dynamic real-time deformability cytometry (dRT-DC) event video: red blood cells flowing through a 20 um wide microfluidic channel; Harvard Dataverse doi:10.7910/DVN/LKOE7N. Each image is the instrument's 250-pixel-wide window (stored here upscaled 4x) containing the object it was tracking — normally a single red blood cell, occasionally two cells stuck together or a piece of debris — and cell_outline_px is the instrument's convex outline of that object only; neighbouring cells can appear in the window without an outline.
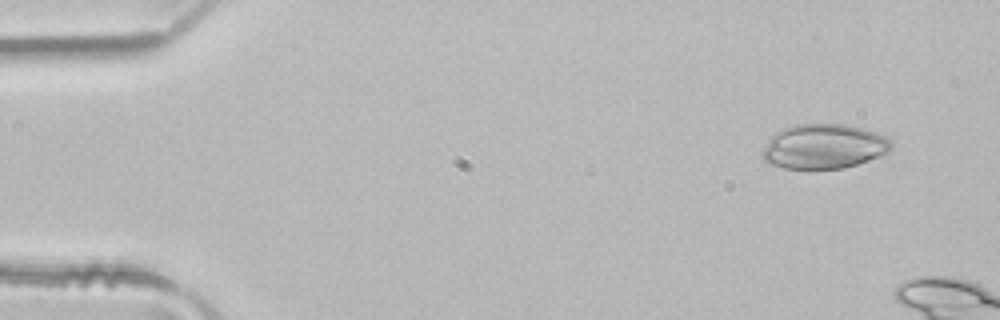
{"species": "common noctule bat (a hibernating species)", "species_latin": "Nyctalus noctula", "temperature_condition": "room temperature", "stored_images_in_passage": 3, "camera_frame_rate_fps": 3000, "um_per_image_px": 0.085, "animal": {"sex": "male", "body_mass_g": 21.5, "forearm_length_mm": 52.0}, "frame": {"image": 1, "passage_image": 1, "time_ms": 0.0, "image_size_px": [1000, 320], "cell_outline_px": [[892, 148], [888, 156], [844, 168], [784, 168], [772, 164], [764, 160], [760, 152], [768, 140], [776, 132], [792, 124], [844, 124], [864, 128], [888, 136], [892, 140]], "centroid_in_image_um": [70.12, 12.44], "position_along_channel_um": 14.9, "area_um2": 34.22}}